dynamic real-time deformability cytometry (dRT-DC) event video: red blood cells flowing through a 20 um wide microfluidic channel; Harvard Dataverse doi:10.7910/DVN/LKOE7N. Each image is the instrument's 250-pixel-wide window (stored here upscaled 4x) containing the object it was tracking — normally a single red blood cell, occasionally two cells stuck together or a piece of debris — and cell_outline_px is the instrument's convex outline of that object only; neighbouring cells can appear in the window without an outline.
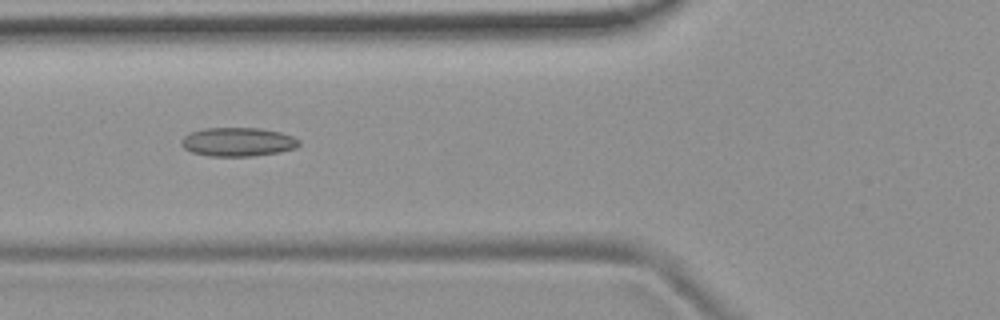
{"species": "common noctule bat (a hibernating species)", "species_latin": "Nyctalus noctula", "temperature_condition": "room temperature", "stored_images_in_passage": 47, "camera_frame_rate_fps": 3000, "um_per_image_px": 0.085, "animal": {"sex": "female", "body_mass_g": 19.9}, "frame": {"image": 1, "passage_image": 14, "time_ms": 4.333, "image_size_px": [1000, 320], "cell_outline_px": [[300, 144], [296, 148], [280, 152], [252, 156], [208, 156], [192, 152], [184, 148], [180, 144], [180, 140], [184, 136], [192, 132], [204, 128], [260, 128], [280, 132], [292, 136], [300, 140]], "centroid_in_image_um": [20.22, 12.06], "position_along_channel_um": 105.6, "area_um2": 19.83}}
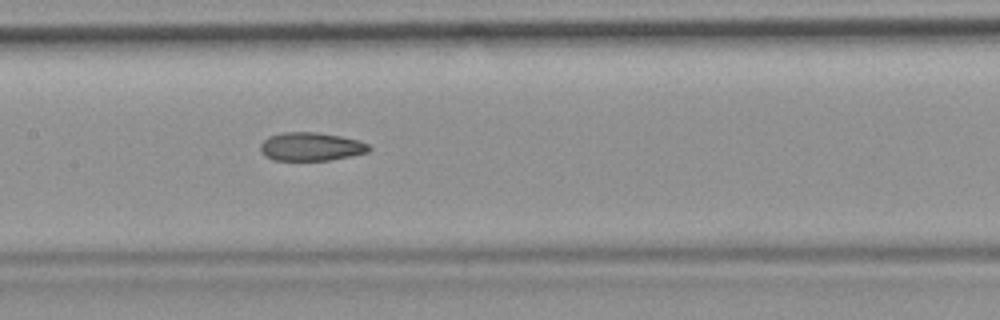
{"frame": {"image": 2, "passage_image": 20, "time_ms": 6.333, "image_size_px": [1000, 320], "cell_outline_px": [[372, 148], [368, 152], [352, 156], [328, 160], [272, 160], [264, 156], [260, 152], [260, 144], [268, 136], [284, 132], [316, 132], [340, 136], [356, 140], [368, 144]], "centroid_in_image_um": [26.4, 12.47], "position_along_channel_um": 181.0, "area_um2": 18.03}}
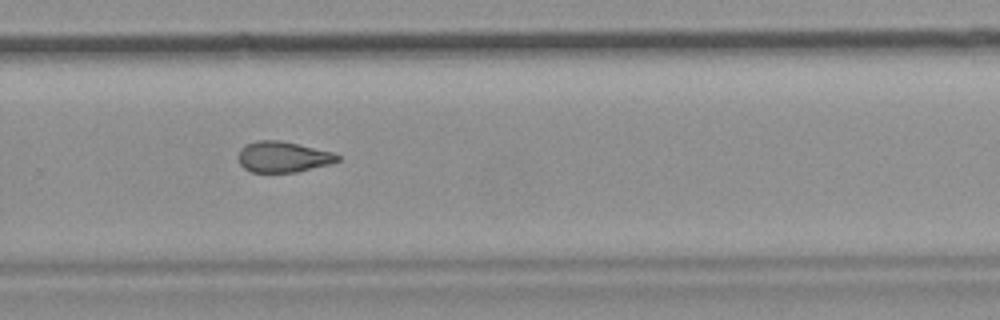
{"frame": {"image": 3, "passage_image": 30, "time_ms": 9.667, "image_size_px": [1000, 320], "cell_outline_px": [[340, 160], [332, 164], [296, 172], [252, 172], [244, 168], [240, 164], [236, 156], [240, 148], [244, 144], [256, 140], [280, 140], [332, 152], [340, 156]], "centroid_in_image_um": [24.02, 13.33], "position_along_channel_um": 305.8, "area_um2": 18.03}, "authors_computed_cell_mechanics": {"area_um2": 18.6116, "velocity_mm_per_s": 3.7626, "shape_relaxation_time_tau1_ms": null, "shape_relaxation_time_tau2_ms": 3.4576, "deformation_change_tau1": null, "deformation_change_tau2": 0.0911}}